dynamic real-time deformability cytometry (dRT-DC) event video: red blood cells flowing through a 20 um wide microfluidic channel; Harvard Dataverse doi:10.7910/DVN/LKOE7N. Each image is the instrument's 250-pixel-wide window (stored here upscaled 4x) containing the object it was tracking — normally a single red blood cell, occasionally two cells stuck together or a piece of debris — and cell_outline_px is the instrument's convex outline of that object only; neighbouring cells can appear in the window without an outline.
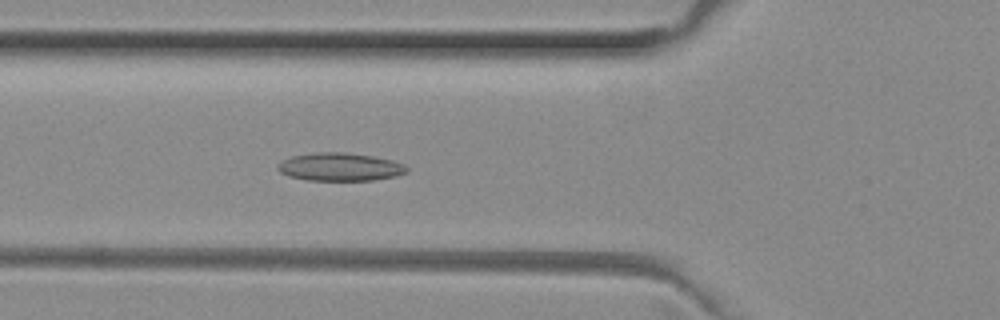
{"species": "common noctule bat (a hibernating species)", "species_latin": "Nyctalus noctula", "temperature_condition": "room temperature", "stored_images_in_passage": 51, "camera_frame_rate_fps": 3000, "um_per_image_px": 0.085, "animal": {"sex": "female", "body_mass_g": 29.2, "forearm_length_mm": 56.3}, "frame": {"image": 1, "passage_image": 18, "time_ms": 5.667, "image_size_px": [1000, 320], "cell_outline_px": [[408, 172], [396, 176], [372, 180], [308, 180], [288, 176], [280, 172], [276, 168], [276, 164], [280, 160], [292, 156], [316, 152], [344, 152], [372, 156], [392, 160], [404, 164], [408, 168]], "centroid_in_image_um": [28.86, 14.18], "position_along_channel_um": 96.9, "area_um2": 21.21}}
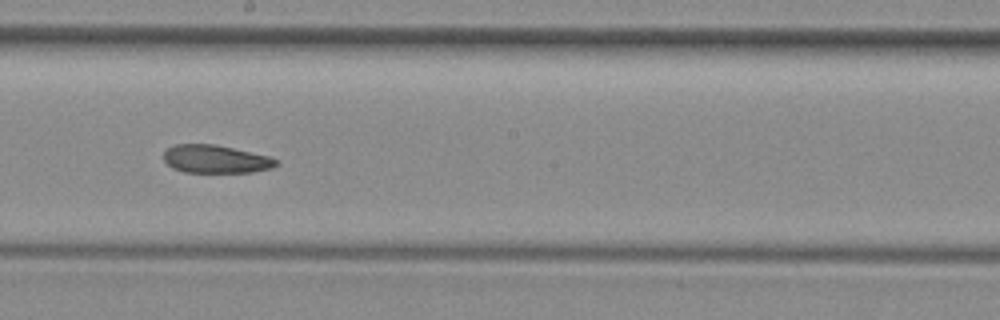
{"frame": {"image": 2, "passage_image": 28, "time_ms": 9.0, "image_size_px": [1000, 320], "cell_outline_px": [[280, 164], [272, 168], [252, 172], [184, 172], [172, 168], [164, 160], [164, 152], [168, 148], [176, 144], [216, 144], [272, 156], [280, 160]], "centroid_in_image_um": [18.4, 13.52], "position_along_channel_um": 229.8, "area_um2": 18.67}}
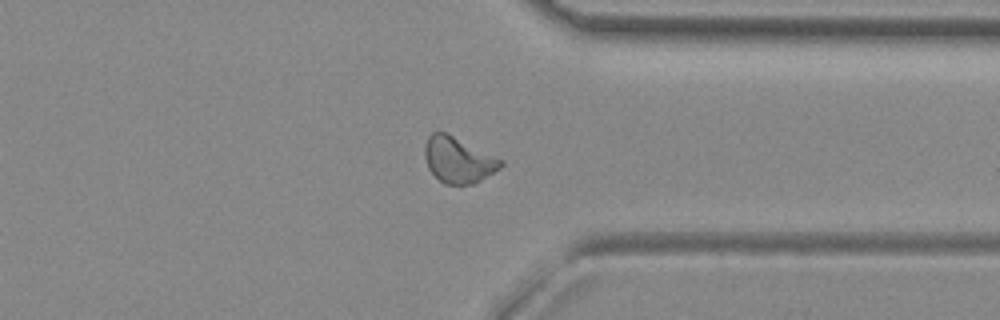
{"frame": {"image": 3, "passage_image": 39, "time_ms": 12.667, "image_size_px": [1000, 320], "cell_outline_px": [[504, 164], [500, 168], [480, 180], [472, 184], [444, 184], [428, 168], [424, 156], [424, 144], [428, 136], [432, 132], [448, 132], [504, 160]], "centroid_in_image_um": [38.95, 13.56], "position_along_channel_um": 372.5, "area_um2": 20.46}, "authors_computed_cell_mechanics": {"area_um2": 20.4612, "velocity_mm_per_s": 3.9837, "shape_relaxation_time_tau1_ms": null, "shape_relaxation_time_tau2_ms": 3.8319, "deformation_change_tau1": null, "deformation_change_tau2": 0.0987}}